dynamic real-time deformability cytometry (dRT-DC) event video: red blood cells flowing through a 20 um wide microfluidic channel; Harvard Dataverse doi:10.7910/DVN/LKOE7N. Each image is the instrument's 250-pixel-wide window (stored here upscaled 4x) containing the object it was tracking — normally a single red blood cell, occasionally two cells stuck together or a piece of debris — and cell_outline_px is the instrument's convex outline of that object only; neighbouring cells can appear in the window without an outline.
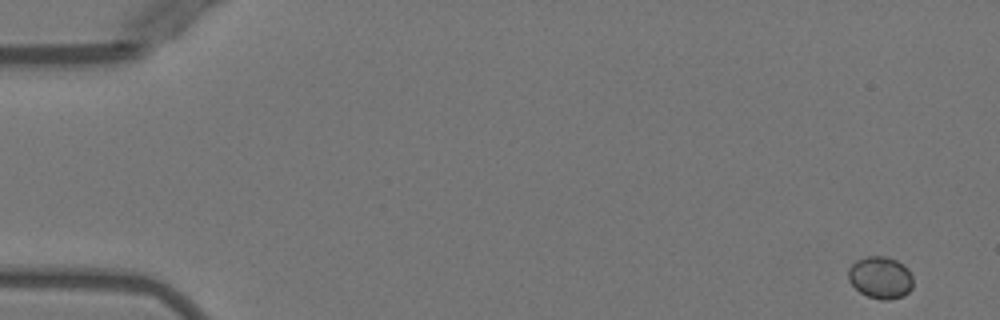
{"species": "Egyptian fruit bat (a non-hibernating species)", "species_latin": "Rousettus aegyptiacus", "temperature_condition": "warm", "stored_images_in_passage": 4, "camera_frame_rate_fps": 3000, "um_per_image_px": 0.085, "animal": {"sex": "female"}, "frame": {"image": 1, "passage_image": 1, "time_ms": 0.0, "image_size_px": [1000, 320], "cell_outline_px": [[912, 288], [904, 296], [888, 300], [880, 300], [868, 296], [860, 292], [848, 280], [848, 268], [856, 260], [868, 256], [884, 256], [896, 260], [904, 264], [908, 268], [912, 276]], "centroid_in_image_um": [74.84, 23.59], "position_along_channel_um": 10.2, "area_um2": 16.01}}
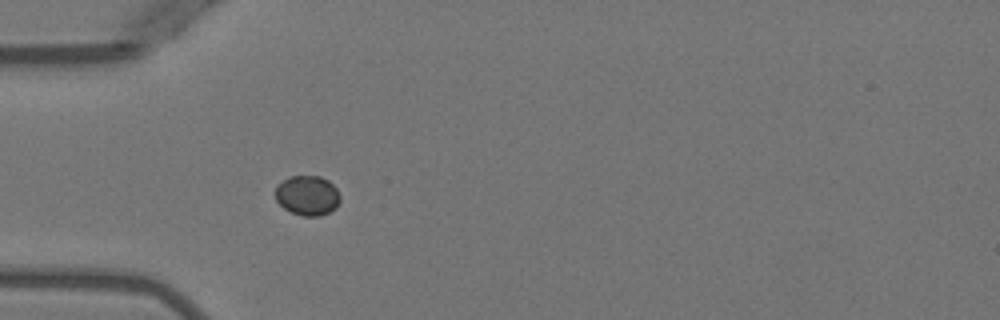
{"frame": {"image": 2, "passage_image": 4, "time_ms": 4.667, "image_size_px": [1000, 320], "cell_outline_px": [[340, 200], [336, 208], [320, 216], [304, 216], [292, 212], [284, 208], [276, 200], [276, 184], [292, 176], [320, 176], [328, 180], [336, 188], [340, 196]], "centroid_in_image_um": [26.14, 16.61], "position_along_channel_um": 58.9, "area_um2": 14.97}}